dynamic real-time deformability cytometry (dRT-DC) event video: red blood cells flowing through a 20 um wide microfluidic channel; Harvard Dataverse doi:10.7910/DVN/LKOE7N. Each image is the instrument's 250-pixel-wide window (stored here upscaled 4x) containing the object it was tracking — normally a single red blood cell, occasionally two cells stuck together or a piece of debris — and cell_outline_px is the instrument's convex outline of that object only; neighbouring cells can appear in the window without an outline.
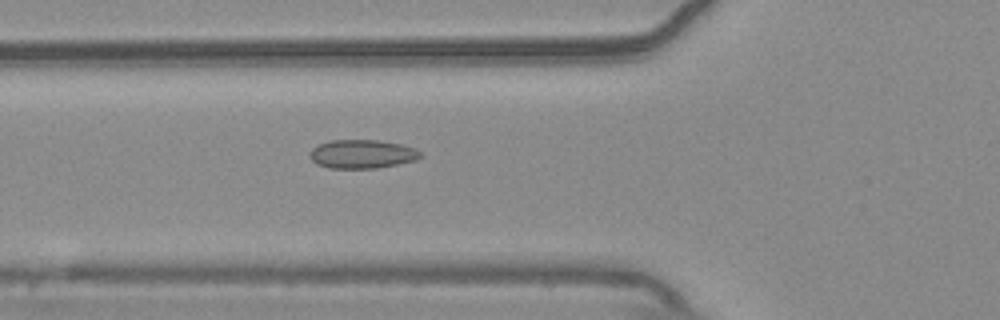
{"species": "common noctule bat (a hibernating species)", "species_latin": "Nyctalus noctula", "temperature_condition": "warm", "stored_images_in_passage": 44, "camera_frame_rate_fps": 3000, "um_per_image_px": 0.085, "animal": {"sex": "male", "body_mass_g": 20.4}, "frame": {"image": 1, "passage_image": 9, "time_ms": 2.667, "image_size_px": [1000, 320], "cell_outline_px": [[424, 156], [416, 160], [380, 168], [328, 168], [316, 164], [308, 156], [308, 152], [312, 148], [320, 144], [332, 140], [376, 140], [400, 144], [416, 148]], "centroid_in_image_um": [30.78, 13.1], "position_along_channel_um": 95.0, "area_um2": 18.67}}
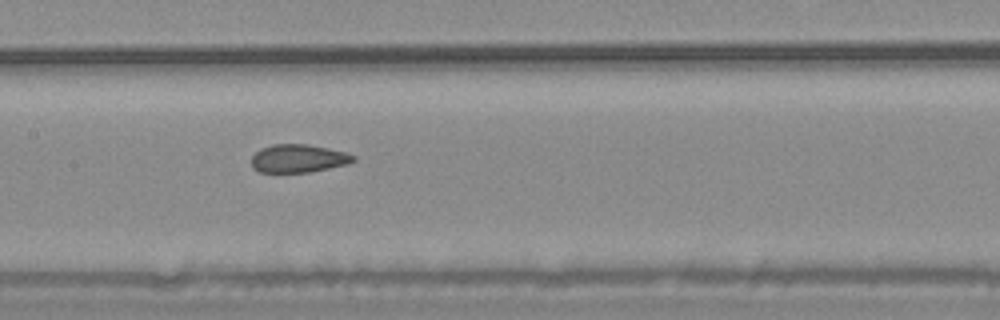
{"frame": {"image": 2, "passage_image": 16, "time_ms": 5.0, "image_size_px": [1000, 320], "cell_outline_px": [[356, 160], [348, 164], [308, 172], [260, 172], [252, 168], [252, 156], [260, 148], [272, 144], [308, 144], [328, 148], [344, 152], [356, 156]], "centroid_in_image_um": [25.35, 13.46], "position_along_channel_um": 182.0, "area_um2": 16.7}}
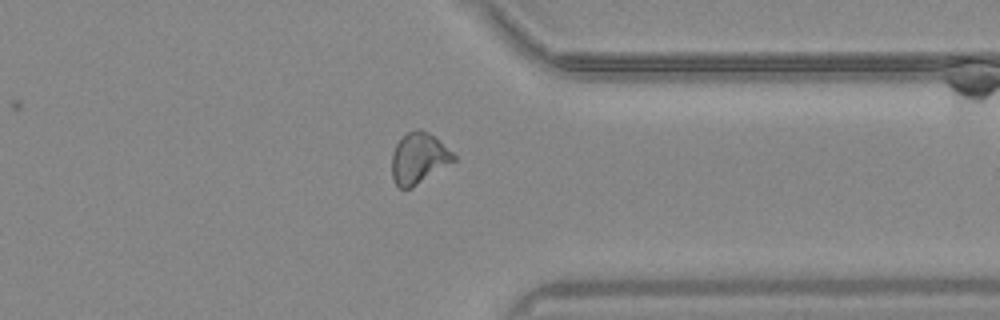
{"frame": {"image": 3, "passage_image": 32, "time_ms": 10.333, "image_size_px": [1000, 320], "cell_outline_px": [[456, 160], [412, 188], [400, 188], [396, 184], [392, 176], [392, 152], [396, 144], [408, 132], [416, 128], [420, 128], [428, 132], [452, 152], [456, 156]], "centroid_in_image_um": [35.58, 13.46], "position_along_channel_um": 375.8, "area_um2": 18.15}, "authors_computed_cell_mechanics": {"area_um2": 17.629, "velocity_mm_per_s": 3.703, "shape_relaxation_time_tau1_ms": null, "shape_relaxation_time_tau2_ms": 1.762, "deformation_change_tau1": null, "deformation_change_tau2": 0.0714}}